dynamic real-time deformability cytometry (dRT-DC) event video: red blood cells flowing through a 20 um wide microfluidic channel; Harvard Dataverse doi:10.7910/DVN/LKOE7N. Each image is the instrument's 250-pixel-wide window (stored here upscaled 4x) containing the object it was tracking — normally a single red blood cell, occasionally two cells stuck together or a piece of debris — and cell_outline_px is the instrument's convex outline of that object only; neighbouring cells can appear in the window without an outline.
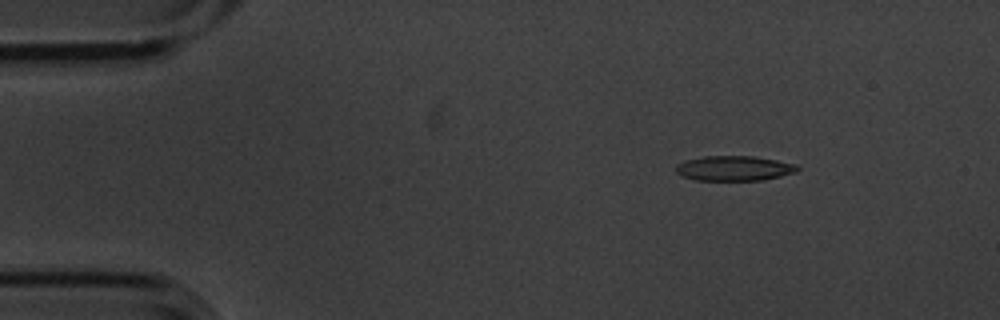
{"species": "common noctule bat (a hibernating species)", "species_latin": "Nyctalus noctula", "temperature_condition": "cold", "stored_images_in_passage": 5, "camera_frame_rate_fps": 3000, "um_per_image_px": 0.085, "animal": {"sex": "male", "body_mass_g": 20.1, "forearm_length_mm": 53.5}, "frame": {"image": 1, "passage_image": 1, "time_ms": 0.0, "image_size_px": [1000, 320], "cell_outline_px": [[800, 168], [796, 172], [764, 180], [696, 180], [684, 176], [676, 172], [676, 164], [684, 160], [704, 156], [756, 156], [796, 164]], "centroid_in_image_um": [62.41, 14.3], "position_along_channel_um": 22.6, "area_um2": 17.69}}
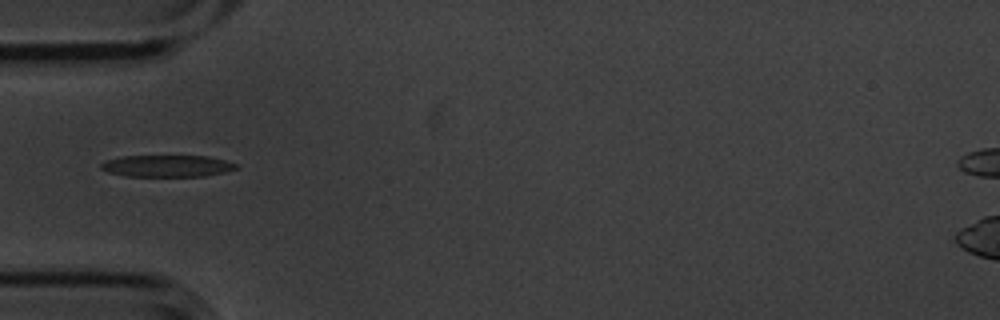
{"frame": {"image": 2, "passage_image": 4, "time_ms": 1.0, "image_size_px": [1000, 320], "cell_outline_px": [[240, 168], [224, 172], [204, 176], [124, 176], [108, 172], [100, 168], [100, 164], [104, 160], [124, 156], [208, 156], [224, 160], [236, 164]], "centroid_in_image_um": [14.18, 14.11], "position_along_channel_um": 70.8, "area_um2": 17.17}}
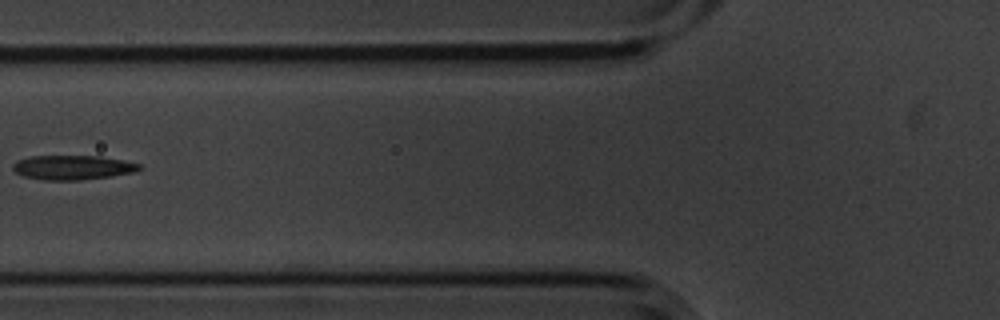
{"frame": {"image": 3, "passage_image": 5, "time_ms": 1.333, "image_size_px": [1000, 320], "cell_outline_px": [[144, 168], [136, 172], [80, 180], [44, 180], [24, 176], [16, 172], [12, 168], [12, 164], [16, 160], [28, 156], [100, 156], [140, 164]], "centroid_in_image_um": [6.15, 14.23], "position_along_channel_um": 119.6, "area_um2": 17.98}}